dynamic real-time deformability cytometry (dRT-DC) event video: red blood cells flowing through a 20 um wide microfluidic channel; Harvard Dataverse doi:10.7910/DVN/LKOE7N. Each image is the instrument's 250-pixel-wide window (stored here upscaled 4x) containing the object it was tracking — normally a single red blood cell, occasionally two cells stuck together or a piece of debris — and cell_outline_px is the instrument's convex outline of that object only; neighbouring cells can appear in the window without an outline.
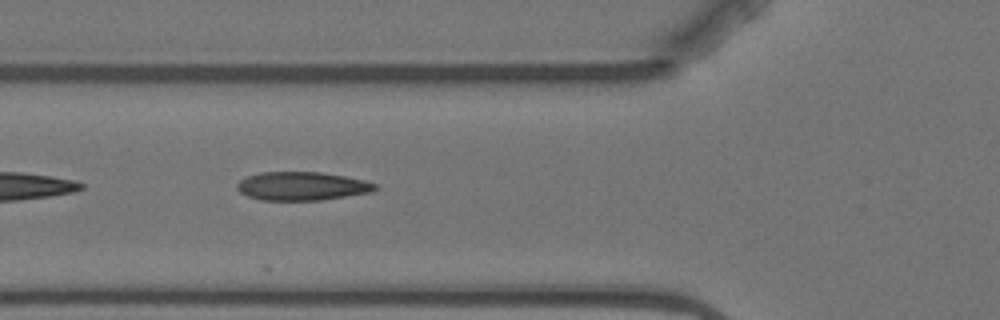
{"species": "Egyptian fruit bat (a non-hibernating species)", "species_latin": "Rousettus aegyptiacus", "temperature_condition": "warm", "stored_images_in_passage": 5, "camera_frame_rate_fps": 3000, "um_per_image_px": 0.085, "animal": {"sex": "female"}, "frame": {"image": 1, "passage_image": 5, "time_ms": 4.667, "image_size_px": [1000, 320], "cell_outline_px": [[380, 188], [372, 192], [320, 200], [260, 200], [248, 196], [240, 192], [236, 188], [236, 184], [240, 180], [248, 176], [260, 172], [320, 172], [344, 176], [364, 180], [376, 184]], "centroid_in_image_um": [25.67, 15.82], "position_along_channel_um": 100.1, "area_um2": 22.95}}